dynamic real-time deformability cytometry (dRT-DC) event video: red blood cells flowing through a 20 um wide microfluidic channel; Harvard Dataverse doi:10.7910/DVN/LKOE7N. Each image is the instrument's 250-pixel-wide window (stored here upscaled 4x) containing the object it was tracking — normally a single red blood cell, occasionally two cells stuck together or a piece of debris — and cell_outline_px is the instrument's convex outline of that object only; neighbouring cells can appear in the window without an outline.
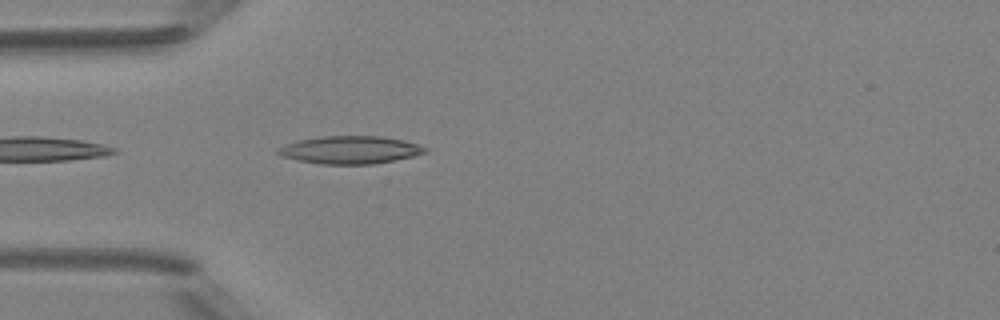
{"species": "Egyptian fruit bat (a non-hibernating species)", "species_latin": "Rousettus aegyptiacus", "temperature_condition": "room temperature", "stored_images_in_passage": 10, "camera_frame_rate_fps": 3000, "um_per_image_px": 0.085, "animal": {"sex": "female"}, "frame": {"image": 1, "passage_image": 2, "time_ms": 0.333, "image_size_px": [1000, 320], "cell_outline_px": [[428, 152], [396, 160], [372, 164], [320, 164], [300, 160], [284, 156], [276, 152], [280, 148], [288, 144], [300, 140], [320, 136], [380, 136], [404, 140], [428, 148]], "centroid_in_image_um": [29.83, 12.74], "position_along_channel_um": 55.2, "area_um2": 23.47}}